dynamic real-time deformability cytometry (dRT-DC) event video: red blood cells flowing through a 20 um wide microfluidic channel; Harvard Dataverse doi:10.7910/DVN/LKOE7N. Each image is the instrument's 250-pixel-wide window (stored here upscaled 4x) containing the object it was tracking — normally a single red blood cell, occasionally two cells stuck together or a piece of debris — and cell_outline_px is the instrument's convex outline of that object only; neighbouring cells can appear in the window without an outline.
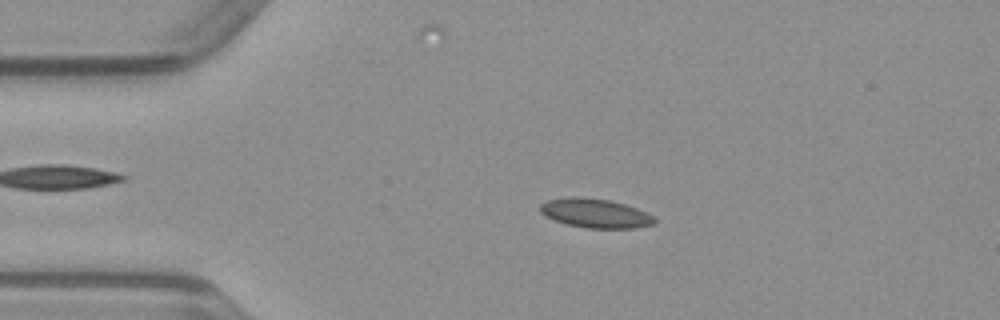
{"species": "common noctule bat (a hibernating species)", "species_latin": "Nyctalus noctula", "temperature_condition": "warm", "stored_images_in_passage": 50, "camera_frame_rate_fps": 3000, "um_per_image_px": 0.085, "animal": {"sex": "male", "body_mass_g": 23.1, "forearm_length_mm": 52.7}, "frame": {"image": 1, "passage_image": 10, "time_ms": 3.0, "image_size_px": [1000, 320], "cell_outline_px": [[656, 224], [636, 228], [584, 228], [568, 224], [544, 216], [540, 212], [540, 204], [548, 200], [572, 196], [576, 196], [608, 200], [624, 204], [636, 208], [652, 216], [656, 220]], "centroid_in_image_um": [50.59, 18.13], "position_along_channel_um": 34.4, "area_um2": 19.31}}
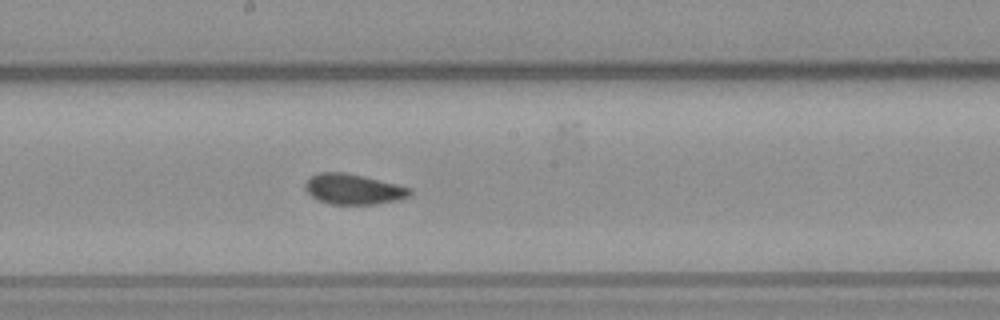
{"frame": {"image": 2, "passage_image": 26, "time_ms": 8.333, "image_size_px": [1000, 320], "cell_outline_px": [[412, 196], [400, 200], [376, 204], [328, 204], [316, 200], [304, 188], [304, 184], [308, 176], [316, 172], [344, 172], [364, 176], [412, 188]], "centroid_in_image_um": [30.02, 16.08], "position_along_channel_um": 218.2, "area_um2": 18.96}}
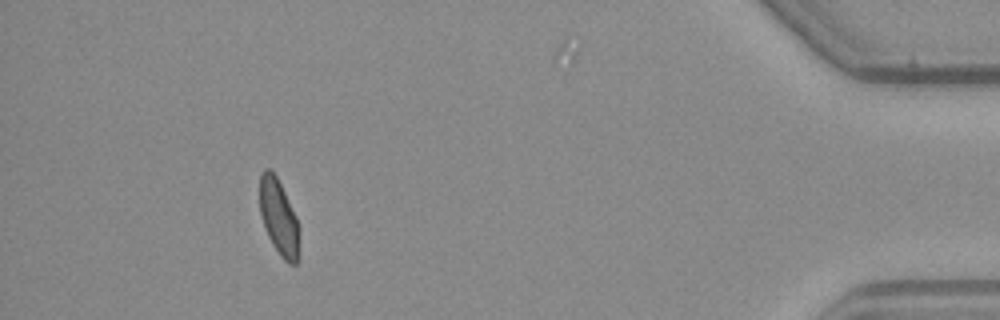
{"frame": {"image": 3, "passage_image": 45, "time_ms": 14.667, "image_size_px": [1000, 320], "cell_outline_px": [[300, 228], [296, 264], [288, 264], [280, 256], [272, 244], [264, 228], [260, 216], [260, 176], [264, 168], [272, 168], [296, 216]], "centroid_in_image_um": [23.68, 18.47], "position_along_channel_um": 411.5, "area_um2": 17.51}}